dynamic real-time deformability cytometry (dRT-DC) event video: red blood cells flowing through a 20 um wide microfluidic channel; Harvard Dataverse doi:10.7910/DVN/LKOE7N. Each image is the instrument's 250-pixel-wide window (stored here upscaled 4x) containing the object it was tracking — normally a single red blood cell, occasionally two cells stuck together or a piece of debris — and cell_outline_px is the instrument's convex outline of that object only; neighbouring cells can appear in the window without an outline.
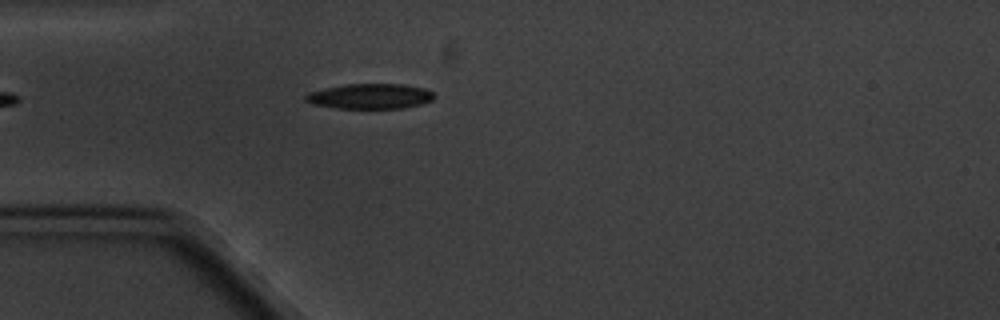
{"species": "common noctule bat (a hibernating species)", "species_latin": "Nyctalus noctula", "temperature_condition": "cold", "stored_images_in_passage": 1, "camera_frame_rate_fps": 3000, "um_per_image_px": 0.085, "animal": {"sex": "male", "body_mass_g": 20.1, "forearm_length_mm": 53.5}, "frame": {"image": 1, "passage_image": 1, "time_ms": 0.0, "image_size_px": [1000, 320], "cell_outline_px": [[436, 96], [432, 100], [420, 104], [404, 108], [336, 108], [312, 104], [304, 100], [304, 96], [308, 92], [324, 88], [344, 84], [404, 84], [424, 88], [432, 92]], "centroid_in_image_um": [31.43, 8.18], "position_along_channel_um": 53.6, "area_um2": 18.96}}